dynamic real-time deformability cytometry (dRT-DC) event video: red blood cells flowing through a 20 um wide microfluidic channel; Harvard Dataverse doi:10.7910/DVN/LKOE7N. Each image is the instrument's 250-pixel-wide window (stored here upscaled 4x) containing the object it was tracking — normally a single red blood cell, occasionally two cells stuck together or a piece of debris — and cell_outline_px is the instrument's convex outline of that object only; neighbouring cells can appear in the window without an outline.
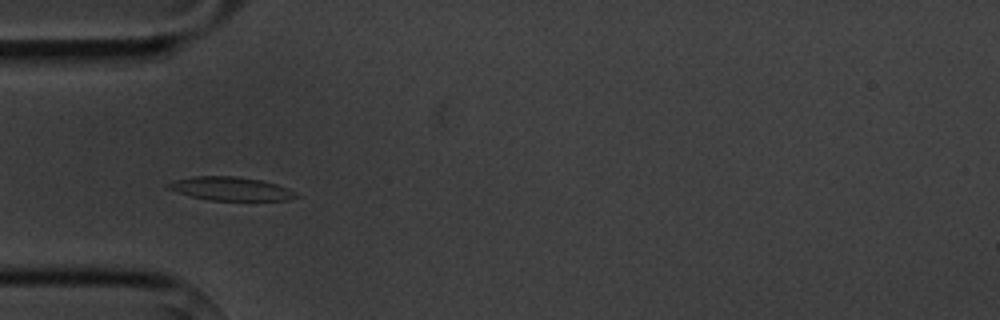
{"species": "common noctule bat (a hibernating species)", "species_latin": "Nyctalus noctula", "temperature_condition": "cold", "stored_images_in_passage": 8, "camera_frame_rate_fps": 3000, "um_per_image_px": 0.085, "animal": {"sex": "male", "body_mass_g": 20.1, "forearm_length_mm": 53.5}, "frame": {"image": 1, "passage_image": 5, "time_ms": 5.333, "image_size_px": [1000, 320], "cell_outline_px": [[300, 196], [288, 200], [208, 200], [176, 192], [164, 188], [164, 184], [172, 180], [192, 176], [236, 176], [260, 180], [276, 184], [288, 188], [296, 192]], "centroid_in_image_um": [19.54, 16.03], "position_along_channel_um": 65.5, "area_um2": 17.74}}
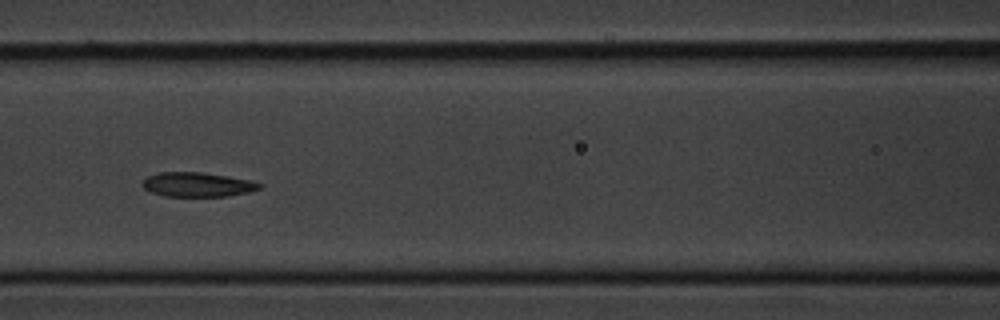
{"frame": {"image": 2, "passage_image": 7, "time_ms": 7.667, "image_size_px": [1000, 320], "cell_outline_px": [[264, 184], [260, 188], [248, 192], [228, 196], [164, 196], [152, 192], [144, 188], [140, 184], [148, 176], [160, 172], [200, 172], [228, 176], [248, 180]], "centroid_in_image_um": [16.77, 15.69], "position_along_channel_um": 149.8, "area_um2": 16.53}}
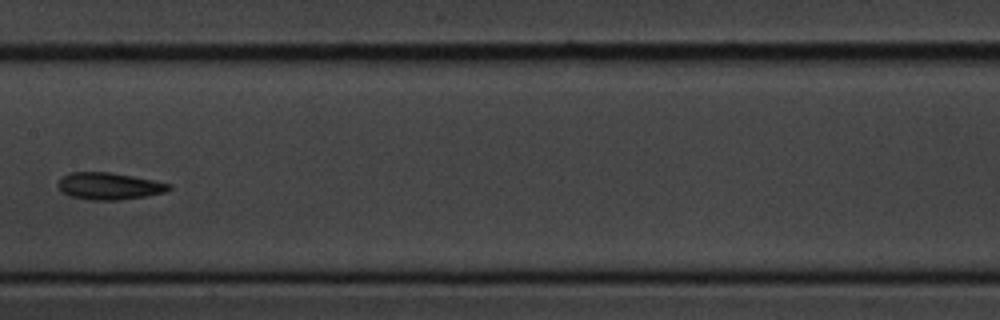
{"frame": {"image": 3, "passage_image": 8, "time_ms": 9.0, "image_size_px": [1000, 320], "cell_outline_px": [[172, 188], [164, 192], [144, 196], [120, 200], [88, 200], [68, 196], [56, 184], [60, 176], [72, 172], [108, 172], [132, 176], [172, 184]], "centroid_in_image_um": [9.23, 15.82], "position_along_channel_um": 198.2, "area_um2": 17.46}}